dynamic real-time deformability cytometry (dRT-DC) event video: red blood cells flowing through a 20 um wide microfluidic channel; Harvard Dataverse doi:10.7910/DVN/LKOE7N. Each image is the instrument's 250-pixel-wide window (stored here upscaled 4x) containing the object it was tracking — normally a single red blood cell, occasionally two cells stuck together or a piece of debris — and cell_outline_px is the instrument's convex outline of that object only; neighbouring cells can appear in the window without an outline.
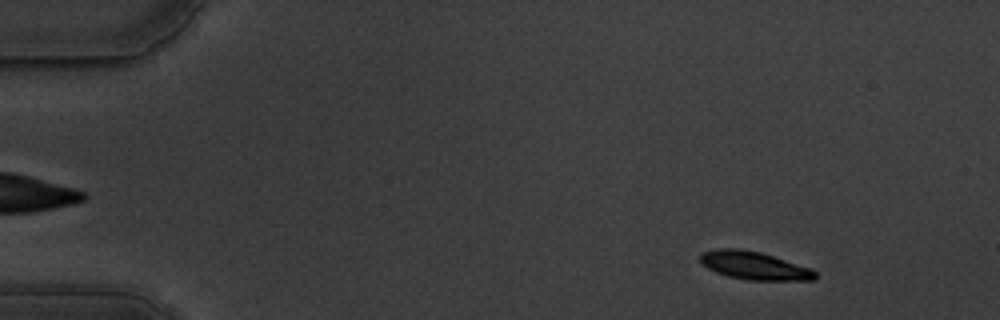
{"species": "common noctule bat (a hibernating species)", "species_latin": "Nyctalus noctula", "temperature_condition": "warm", "stored_images_in_passage": 58, "camera_frame_rate_fps": 3000, "um_per_image_px": 0.085, "animal": {"sex": "male", "body_mass_g": 19.5, "forearm_length_mm": 54.6}, "frame": {"image": 1, "passage_image": 7, "time_ms": 2.0, "image_size_px": [1000, 320], "cell_outline_px": [[816, 280], [748, 280], [728, 276], [716, 272], [708, 268], [700, 260], [700, 252], [720, 248], [740, 248], [760, 252], [812, 268], [816, 272]], "centroid_in_image_um": [64.12, 22.57], "position_along_channel_um": 20.9, "area_um2": 18.79}}
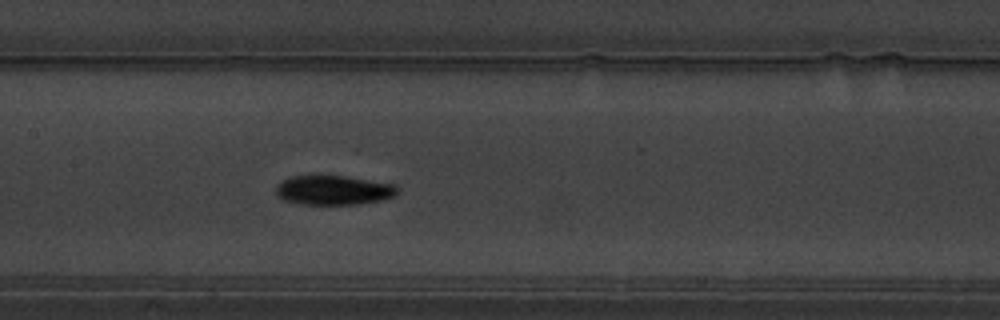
{"frame": {"image": 2, "passage_image": 29, "time_ms": 9.333, "image_size_px": [1000, 320], "cell_outline_px": [[400, 192], [396, 196], [380, 200], [360, 204], [300, 204], [284, 200], [276, 196], [276, 184], [288, 176], [316, 172], [344, 176], [396, 184], [400, 188]], "centroid_in_image_um": [28.31, 16.11], "position_along_channel_um": 179.1, "area_um2": 21.91}}
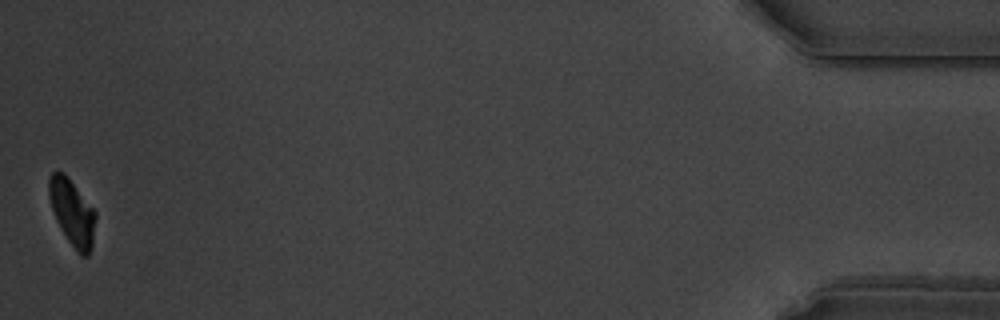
{"frame": {"image": 3, "passage_image": 58, "time_ms": 19.0, "image_size_px": [1000, 320], "cell_outline_px": [[96, 216], [92, 248], [88, 256], [80, 256], [76, 252], [60, 228], [56, 220], [48, 196], [48, 180], [52, 172], [64, 172], [68, 176], [96, 212]], "centroid_in_image_um": [6.14, 18.07], "position_along_channel_um": 429.1, "area_um2": 18.09}, "authors_computed_cell_mechanics": {"area_um2": 19.7965, "velocity_mm_per_s": 3.4939, "shape_relaxation_time_tau1_ms": 3.7012, "shape_relaxation_time_tau2_ms": 11.1438, "deformation_change_tau1": 0.1496, "deformation_change_tau2": 0.1142}}